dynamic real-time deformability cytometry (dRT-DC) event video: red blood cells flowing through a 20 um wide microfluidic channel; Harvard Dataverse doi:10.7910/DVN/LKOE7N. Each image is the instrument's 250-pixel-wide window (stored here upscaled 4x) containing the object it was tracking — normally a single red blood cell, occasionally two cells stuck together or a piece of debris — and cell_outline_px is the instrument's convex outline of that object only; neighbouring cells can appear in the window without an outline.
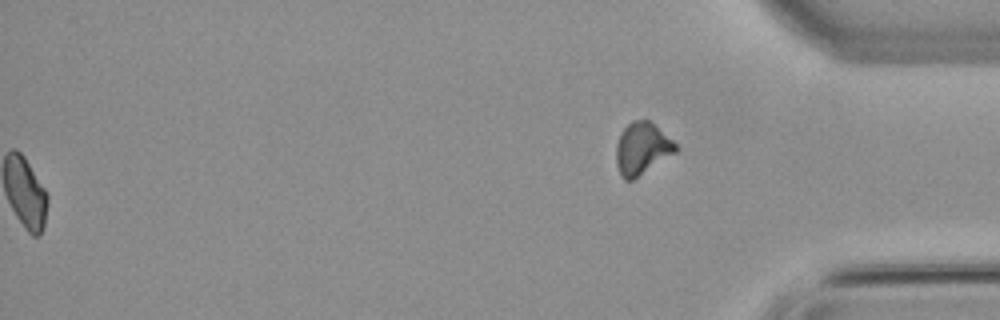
{"species": "common noctule bat (a hibernating species)", "species_latin": "Nyctalus noctula", "temperature_condition": "warm", "stored_images_in_passage": 54, "segment_of_instrument_passage": [2, 2], "camera_frame_rate_fps": 3000, "um_per_image_px": 0.085, "animal": {"sex": "male", "body_mass_g": 21.5, "forearm_length_mm": 52.0}, "frame": {"image": 1, "passage_image": 54, "time_ms": 17.667, "image_size_px": [1000, 320], "cell_outline_px": [[680, 148], [676, 152], [632, 180], [624, 180], [620, 176], [616, 164], [616, 144], [620, 132], [632, 120], [648, 120], [672, 140]], "centroid_in_image_um": [54.54, 12.64], "position_along_channel_um": 380.7, "area_um2": 17.92}}